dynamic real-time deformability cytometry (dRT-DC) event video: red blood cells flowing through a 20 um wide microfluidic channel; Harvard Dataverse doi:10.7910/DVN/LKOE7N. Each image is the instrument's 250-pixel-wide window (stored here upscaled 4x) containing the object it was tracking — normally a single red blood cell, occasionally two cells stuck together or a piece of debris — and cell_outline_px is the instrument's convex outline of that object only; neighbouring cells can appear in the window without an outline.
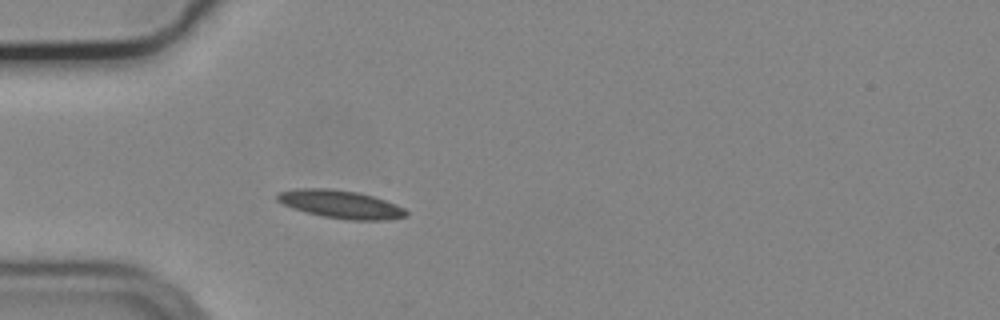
{"species": "common noctule bat (a hibernating species)", "species_latin": "Nyctalus noctula", "temperature_condition": "cold", "stored_images_in_passage": 20, "camera_frame_rate_fps": 3000, "um_per_image_px": 0.085, "animal": {"sex": "male", "body_mass_g": 19.2, "forearm_length_mm": 51.8}, "frame": {"image": 1, "passage_image": 6, "time_ms": 1.667, "image_size_px": [1000, 320], "cell_outline_px": [[408, 216], [384, 220], [348, 220], [324, 216], [304, 212], [292, 208], [276, 200], [276, 196], [280, 192], [296, 188], [328, 188], [356, 192], [372, 196], [396, 204], [404, 208], [408, 212]], "centroid_in_image_um": [28.95, 17.36], "position_along_channel_um": 56.0, "area_um2": 20.98}}